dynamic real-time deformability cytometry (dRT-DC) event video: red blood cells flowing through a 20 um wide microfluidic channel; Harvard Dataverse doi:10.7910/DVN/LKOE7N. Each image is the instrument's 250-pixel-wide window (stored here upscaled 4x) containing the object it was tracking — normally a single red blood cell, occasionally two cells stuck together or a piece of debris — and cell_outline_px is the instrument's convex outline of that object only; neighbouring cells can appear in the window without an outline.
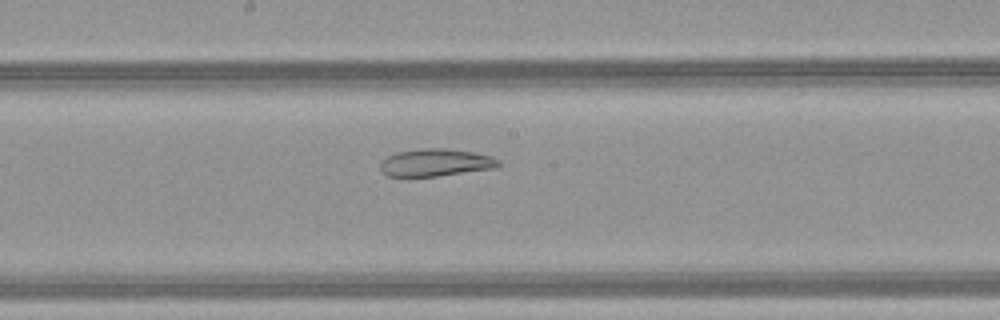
{"species": "common noctule bat (a hibernating species)", "species_latin": "Nyctalus noctula", "temperature_condition": "warm", "stored_images_in_passage": 36, "camera_frame_rate_fps": 3000, "um_per_image_px": 0.085, "animal": {"sex": "female", "body_mass_g": 21.9}, "frame": {"image": 1, "passage_image": 14, "time_ms": 4.333, "image_size_px": [1000, 320], "cell_outline_px": [[500, 164], [492, 168], [408, 180], [388, 176], [380, 168], [380, 160], [396, 152], [424, 148], [444, 148], [472, 152], [492, 156], [500, 160]], "centroid_in_image_um": [36.92, 13.85], "position_along_channel_um": 211.3, "area_um2": 19.36}}
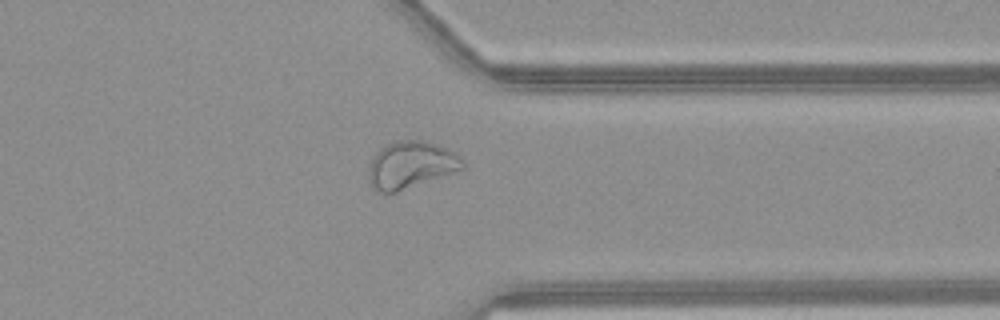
{"frame": {"image": 2, "passage_image": 26, "time_ms": 8.333, "image_size_px": [1000, 320], "cell_outline_px": [[464, 168], [396, 192], [376, 192], [372, 188], [368, 180], [368, 168], [376, 152], [380, 148], [392, 140], [420, 140], [448, 148], [456, 152], [460, 156], [464, 164]], "centroid_in_image_um": [34.88, 14.0], "position_along_channel_um": 376.5, "area_um2": 25.72}}
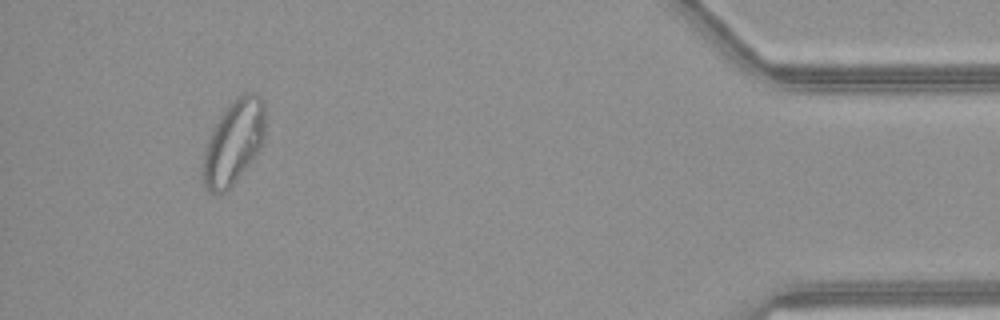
{"frame": {"image": 3, "passage_image": 33, "time_ms": 10.667, "image_size_px": [1000, 320], "cell_outline_px": [[264, 140], [260, 148], [236, 180], [224, 192], [208, 192], [204, 188], [200, 176], [200, 172], [204, 152], [212, 128], [228, 104], [236, 96], [244, 92], [256, 92], [264, 100]], "centroid_in_image_um": [19.83, 12.06], "position_along_channel_um": 415.4, "area_um2": 30.75}, "authors_computed_cell_mechanics": {"area_um2": 23.2067, "velocity_mm_per_s": 4.1726, "shape_relaxation_time_tau1_ms": null, "shape_relaxation_time_tau2_ms": 2.1352, "deformation_change_tau1": null, "deformation_change_tau2": 0.0907}}